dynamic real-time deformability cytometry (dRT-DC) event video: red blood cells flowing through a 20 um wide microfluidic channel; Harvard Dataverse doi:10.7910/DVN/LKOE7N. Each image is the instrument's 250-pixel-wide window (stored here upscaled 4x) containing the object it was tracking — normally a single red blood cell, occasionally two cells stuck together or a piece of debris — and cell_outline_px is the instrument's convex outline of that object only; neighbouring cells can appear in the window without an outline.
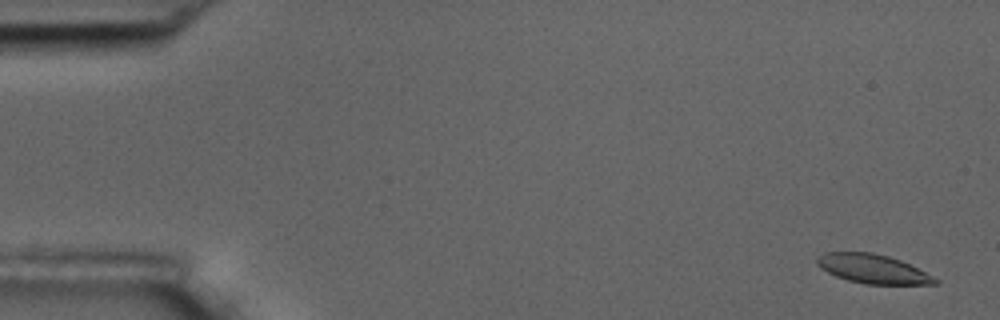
{"species": "common noctule bat (a hibernating species)", "species_latin": "Nyctalus noctula", "temperature_condition": "room temperature", "stored_images_in_passage": 5, "camera_frame_rate_fps": 3000, "um_per_image_px": 0.085, "animal": {"sex": "male", "body_mass_g": 17.5, "forearm_length_mm": 52.3}, "frame": {"image": 1, "passage_image": 1, "time_ms": 0.0, "image_size_px": [1000, 320], "cell_outline_px": [[940, 284], [864, 284], [848, 280], [836, 276], [820, 268], [816, 264], [816, 256], [824, 252], [872, 252], [888, 256], [900, 260], [940, 280]], "centroid_in_image_um": [74.14, 22.85], "position_along_channel_um": 10.9, "area_um2": 19.94}}
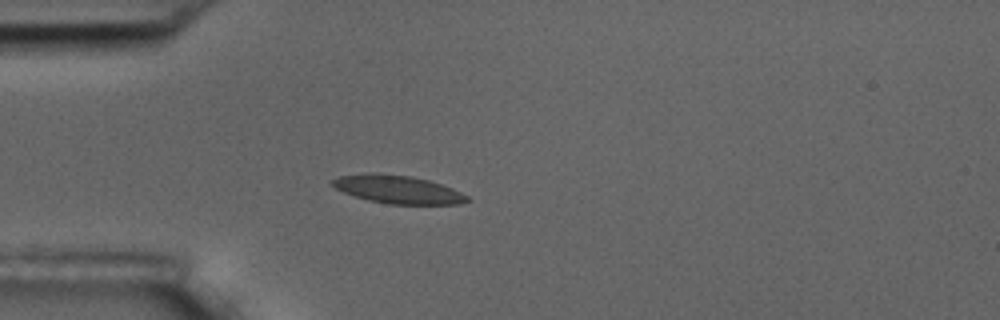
{"frame": {"image": 2, "passage_image": 5, "time_ms": 4.667, "image_size_px": [1000, 320], "cell_outline_px": [[472, 200], [460, 204], [388, 204], [368, 200], [344, 192], [328, 184], [332, 180], [340, 176], [364, 172], [372, 172], [412, 176], [428, 180], [452, 188], [468, 196]], "centroid_in_image_um": [33.8, 16.09], "position_along_channel_um": 51.2, "area_um2": 22.2}}